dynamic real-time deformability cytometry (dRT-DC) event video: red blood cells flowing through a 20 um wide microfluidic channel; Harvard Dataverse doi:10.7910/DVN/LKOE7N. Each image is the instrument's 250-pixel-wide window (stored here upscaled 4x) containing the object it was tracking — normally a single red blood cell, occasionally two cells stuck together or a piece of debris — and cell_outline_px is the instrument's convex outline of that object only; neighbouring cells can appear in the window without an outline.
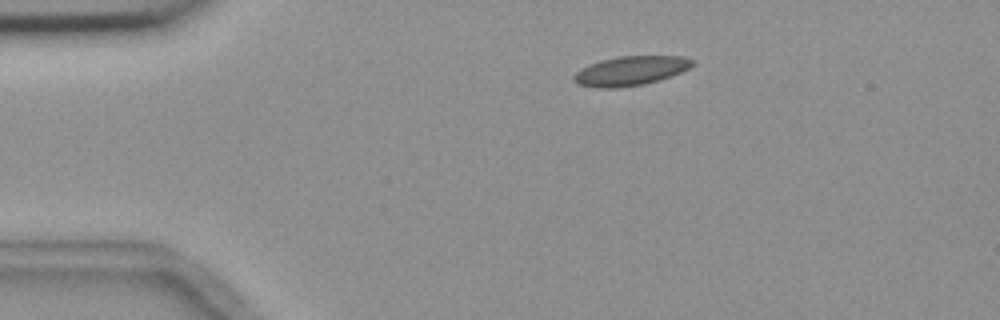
{"species": "common noctule bat (a hibernating species)", "species_latin": "Nyctalus noctula", "temperature_condition": "room temperature", "stored_images_in_passage": 4, "camera_frame_rate_fps": 3000, "um_per_image_px": 0.085, "animal": {"sex": "female", "body_mass_g": 18.4}, "frame": {"image": 1, "passage_image": 2, "time_ms": 1.333, "image_size_px": [1000, 320], "cell_outline_px": [[696, 64], [672, 76], [660, 80], [644, 84], [616, 88], [596, 88], [576, 84], [572, 80], [572, 76], [576, 72], [600, 60], [620, 56], [684, 56], [692, 60]], "centroid_in_image_um": [53.6, 6.03], "position_along_channel_um": 31.4, "area_um2": 20.29}}